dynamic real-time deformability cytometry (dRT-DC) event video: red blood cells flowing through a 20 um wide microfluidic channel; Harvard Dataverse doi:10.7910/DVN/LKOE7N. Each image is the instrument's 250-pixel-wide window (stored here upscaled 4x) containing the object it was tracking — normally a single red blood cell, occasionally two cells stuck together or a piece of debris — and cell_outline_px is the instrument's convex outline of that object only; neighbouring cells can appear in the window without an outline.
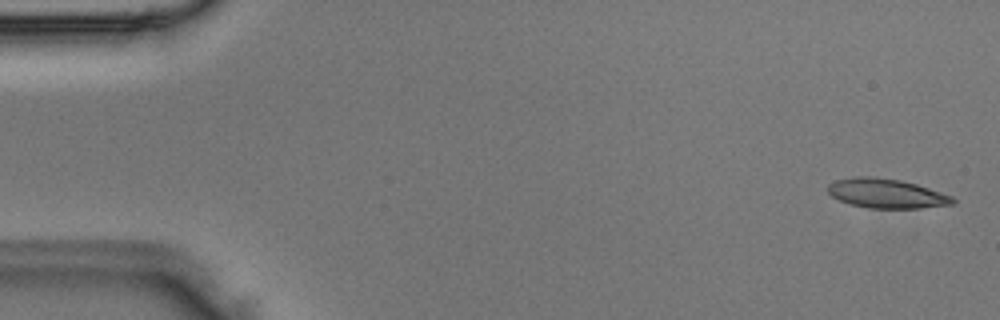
{"species": "Egyptian fruit bat (a non-hibernating species)", "species_latin": "Rousettus aegyptiacus", "temperature_condition": "room temperature", "stored_images_in_passage": 4, "camera_frame_rate_fps": 3000, "um_per_image_px": 0.085, "animal": {"sex": "male"}, "frame": {"image": 1, "passage_image": 1, "time_ms": 0.0, "image_size_px": [1000, 320], "cell_outline_px": [[956, 204], [920, 208], [868, 208], [852, 204], [840, 200], [832, 196], [828, 192], [828, 184], [836, 180], [856, 176], [872, 176], [900, 180], [916, 184], [952, 196], [956, 200]], "centroid_in_image_um": [75.36, 16.44], "position_along_channel_um": 9.6, "area_um2": 21.33}}